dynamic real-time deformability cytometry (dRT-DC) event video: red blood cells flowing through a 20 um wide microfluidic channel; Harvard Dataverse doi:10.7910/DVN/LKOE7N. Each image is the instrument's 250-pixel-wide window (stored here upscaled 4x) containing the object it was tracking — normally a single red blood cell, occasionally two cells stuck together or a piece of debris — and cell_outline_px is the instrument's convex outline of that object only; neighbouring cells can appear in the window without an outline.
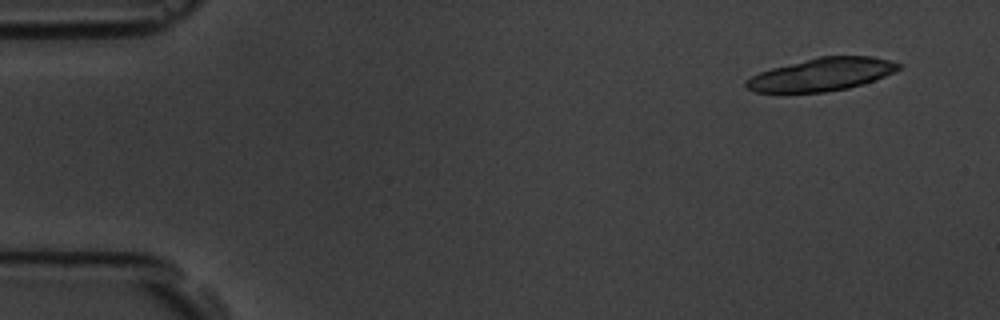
{"species": "common noctule bat (a hibernating species)", "species_latin": "Nyctalus noctula", "temperature_condition": "room temperature", "stored_images_in_passage": 9, "camera_frame_rate_fps": 3000, "um_per_image_px": 0.085, "animal": {"sex": "male", "body_mass_g": 19.5, "forearm_length_mm": 54.6}, "frame": {"image": 1, "passage_image": 1, "time_ms": 0.0, "image_size_px": [1000, 320], "cell_outline_px": [[904, 64], [896, 72], [848, 88], [824, 92], [756, 92], [748, 88], [744, 84], [744, 80], [760, 72], [772, 68], [820, 56], [872, 56]], "centroid_in_image_um": [69.86, 6.32], "position_along_channel_um": 15.1, "area_um2": 28.9}}
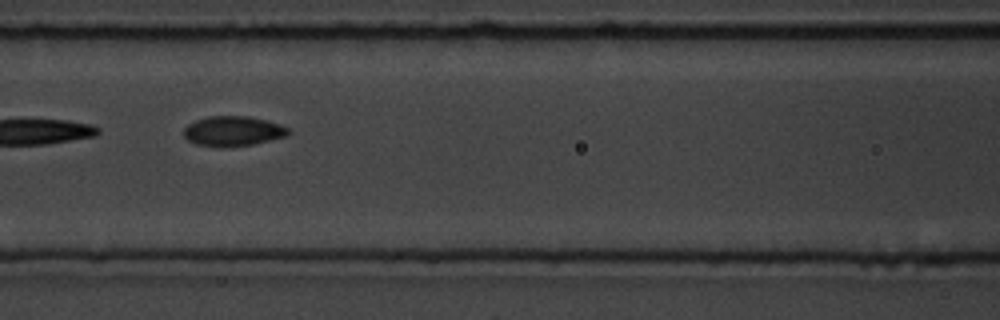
{"frame": {"image": 2, "passage_image": 7, "time_ms": 6.667, "image_size_px": [1000, 320], "cell_outline_px": [[292, 132], [288, 136], [252, 144], [196, 144], [188, 140], [184, 136], [184, 128], [188, 124], [196, 120], [208, 116], [248, 116], [268, 120], [280, 124], [288, 128]], "centroid_in_image_um": [19.86, 11.09], "position_along_channel_um": 146.7, "area_um2": 17.63}}
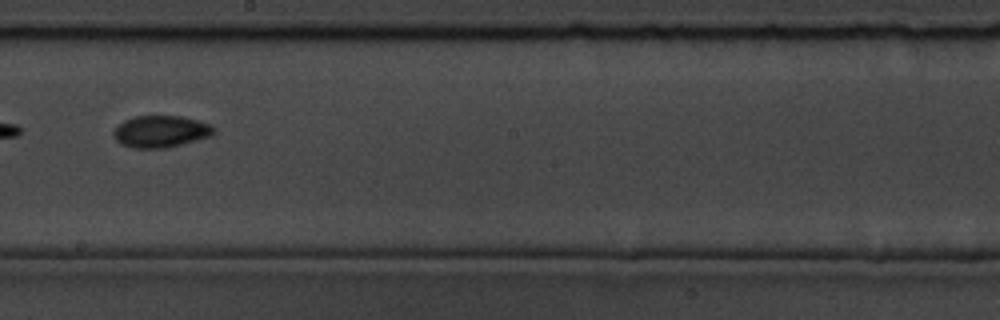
{"frame": {"image": 3, "passage_image": 9, "time_ms": 9.0, "image_size_px": [1000, 320], "cell_outline_px": [[216, 132], [212, 136], [164, 148], [132, 148], [120, 144], [116, 140], [112, 132], [124, 120], [136, 116], [184, 116], [212, 124], [216, 128]], "centroid_in_image_um": [13.7, 11.17], "position_along_channel_um": 234.5, "area_um2": 18.73}}